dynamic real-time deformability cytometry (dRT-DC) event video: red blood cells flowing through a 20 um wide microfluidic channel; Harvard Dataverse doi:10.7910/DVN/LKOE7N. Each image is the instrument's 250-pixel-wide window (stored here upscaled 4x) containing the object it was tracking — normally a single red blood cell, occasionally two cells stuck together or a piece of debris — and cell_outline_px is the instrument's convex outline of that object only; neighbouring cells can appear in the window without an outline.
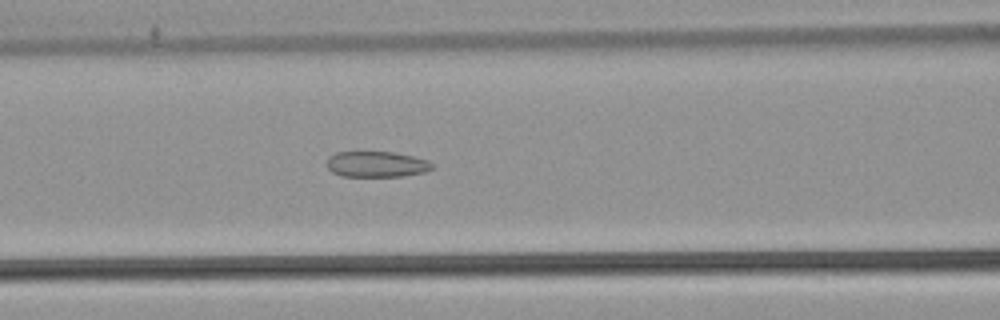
{"species": "common noctule bat (a hibernating species)", "species_latin": "Nyctalus noctula", "temperature_condition": "warm", "stored_images_in_passage": 48, "camera_frame_rate_fps": 3000, "um_per_image_px": 0.085, "animal": {"sex": "male", "body_mass_g": 21.5, "forearm_length_mm": 52.0}, "frame": {"image": 1, "passage_image": 18, "time_ms": 5.667, "image_size_px": [1000, 320], "cell_outline_px": [[432, 168], [424, 172], [404, 176], [340, 176], [332, 172], [328, 168], [328, 156], [336, 152], [396, 152], [428, 160], [432, 164]], "centroid_in_image_um": [31.99, 13.96], "position_along_channel_um": 134.6, "area_um2": 15.78}}
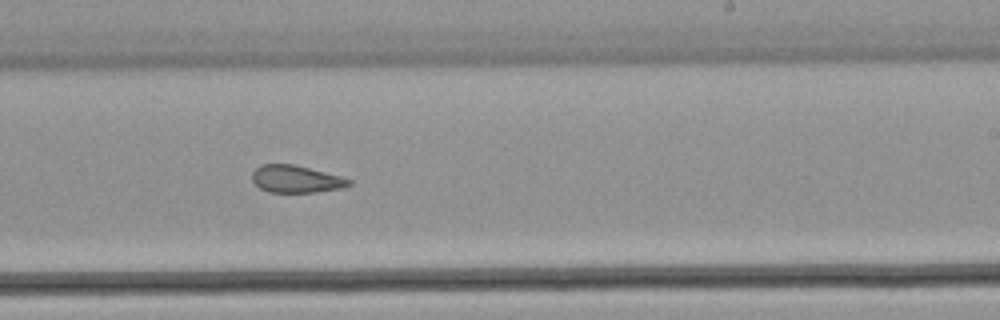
{"frame": {"image": 2, "passage_image": 28, "time_ms": 9.0, "image_size_px": [1000, 320], "cell_outline_px": [[352, 184], [340, 188], [312, 192], [268, 192], [260, 188], [252, 180], [252, 172], [260, 164], [292, 164], [340, 176], [352, 180]], "centroid_in_image_um": [25.13, 15.21], "position_along_channel_um": 263.9, "area_um2": 15.2}}
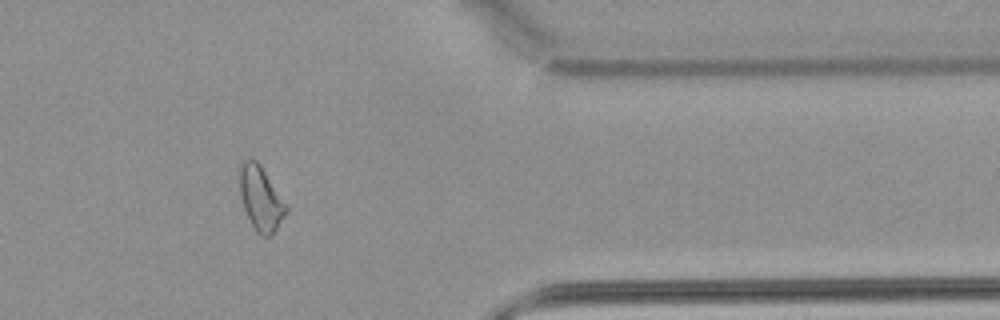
{"frame": {"image": 3, "passage_image": 39, "time_ms": 12.667, "image_size_px": [1000, 320], "cell_outline_px": [[288, 212], [276, 228], [268, 236], [260, 236], [256, 232], [244, 208], [240, 192], [240, 164], [244, 160], [256, 160], [260, 164], [288, 208]], "centroid_in_image_um": [22.16, 16.87], "position_along_channel_um": 389.2, "area_um2": 16.88}, "authors_computed_cell_mechanics": {"area_um2": 16.9643, "velocity_mm_per_s": 3.8889, "shape_relaxation_time_tau1_ms": null, "shape_relaxation_time_tau2_ms": 2.291, "deformation_change_tau1": null, "deformation_change_tau2": 0.109}}